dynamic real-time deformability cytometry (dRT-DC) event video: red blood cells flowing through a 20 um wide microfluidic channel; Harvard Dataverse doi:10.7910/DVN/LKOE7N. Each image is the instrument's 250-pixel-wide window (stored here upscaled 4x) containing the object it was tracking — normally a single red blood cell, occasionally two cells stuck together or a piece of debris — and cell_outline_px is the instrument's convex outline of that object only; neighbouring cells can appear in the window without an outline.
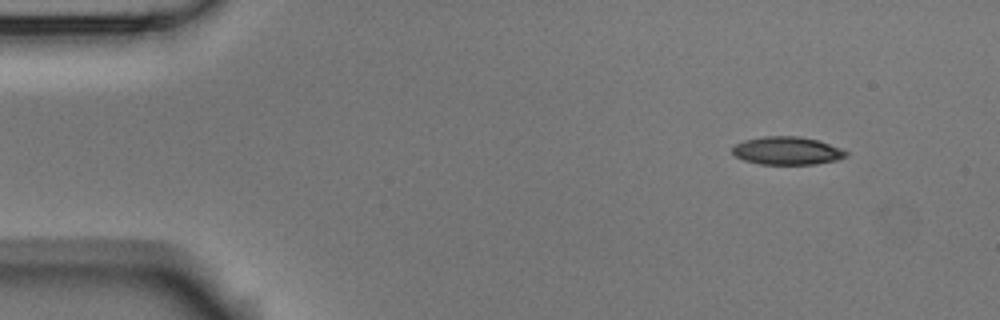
{"species": "Egyptian fruit bat (a non-hibernating species)", "species_latin": "Rousettus aegyptiacus", "temperature_condition": "room temperature", "stored_images_in_passage": 3, "camera_frame_rate_fps": 3000, "um_per_image_px": 0.085, "animal": {"sex": "male"}, "frame": {"image": 1, "passage_image": 1, "time_ms": 0.0, "image_size_px": [1000, 320], "cell_outline_px": [[848, 156], [836, 160], [816, 164], [760, 164], [744, 160], [736, 156], [732, 152], [732, 148], [736, 144], [744, 140], [764, 136], [800, 136], [816, 140], [840, 148], [848, 152]], "centroid_in_image_um": [66.9, 12.81], "position_along_channel_um": 18.1, "area_um2": 18.44}}
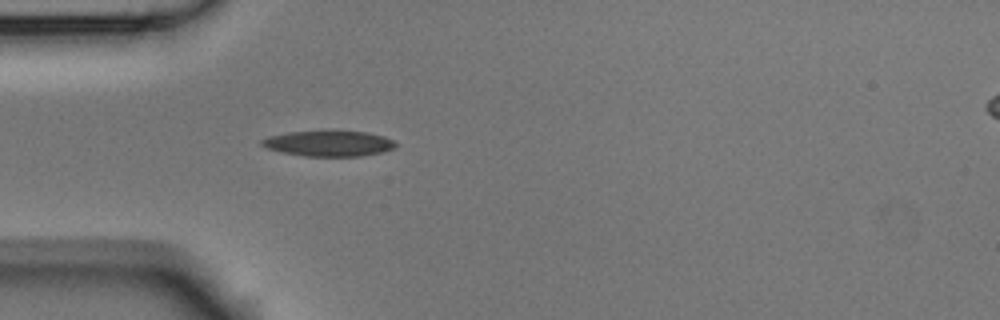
{"frame": {"image": 2, "passage_image": 3, "time_ms": 0.667, "image_size_px": [1000, 320], "cell_outline_px": [[400, 144], [396, 148], [384, 152], [360, 156], [304, 156], [284, 152], [268, 148], [260, 144], [260, 140], [268, 136], [288, 132], [368, 132], [384, 136]], "centroid_in_image_um": [28.01, 12.21], "position_along_channel_um": 57.0, "area_um2": 19.77}}